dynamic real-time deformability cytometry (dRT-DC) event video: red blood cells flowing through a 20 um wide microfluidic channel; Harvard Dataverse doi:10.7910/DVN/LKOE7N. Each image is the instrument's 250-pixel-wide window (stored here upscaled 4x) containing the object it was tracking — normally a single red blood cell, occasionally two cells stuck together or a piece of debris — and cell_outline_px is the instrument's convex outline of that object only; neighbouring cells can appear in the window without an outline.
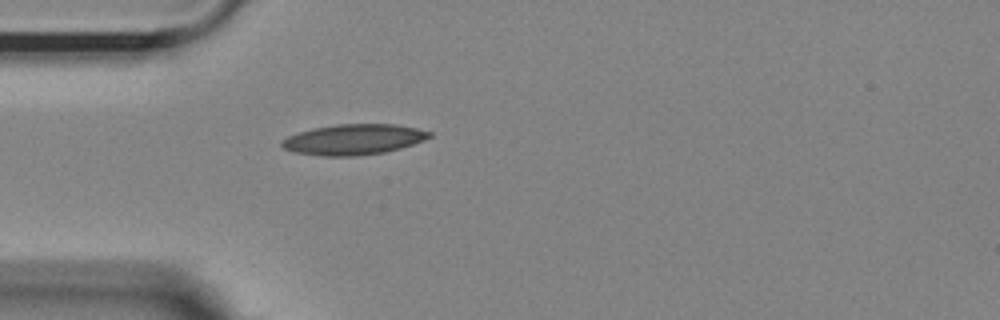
{"species": "Egyptian fruit bat (a non-hibernating species)", "species_latin": "Rousettus aegyptiacus", "temperature_condition": "room temperature", "stored_images_in_passage": 11, "camera_frame_rate_fps": 3000, "um_per_image_px": 0.085, "animal": {"sex": "female"}, "frame": {"image": 1, "passage_image": 1, "time_ms": 0.0, "image_size_px": [1000, 320], "cell_outline_px": [[432, 136], [424, 140], [400, 148], [384, 152], [352, 156], [324, 156], [296, 152], [284, 148], [280, 144], [280, 140], [288, 136], [312, 128], [336, 124], [396, 124], [416, 128], [432, 132]], "centroid_in_image_um": [30.05, 11.84], "position_along_channel_um": 54.9, "area_um2": 26.13}}
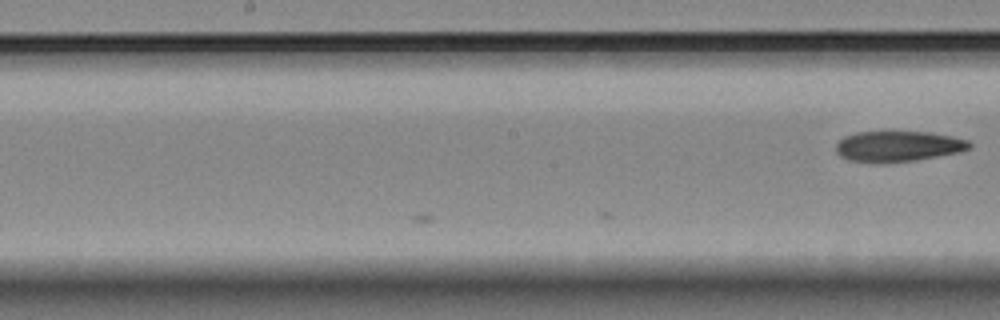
{"frame": {"image": 2, "passage_image": 11, "time_ms": 3.333, "image_size_px": [1000, 320], "cell_outline_px": [[972, 144], [968, 148], [960, 152], [912, 160], [848, 160], [840, 156], [836, 152], [836, 144], [844, 136], [856, 132], [932, 132], [952, 136], [968, 140]], "centroid_in_image_um": [76.36, 12.39], "position_along_channel_um": 171.8, "area_um2": 22.95}}